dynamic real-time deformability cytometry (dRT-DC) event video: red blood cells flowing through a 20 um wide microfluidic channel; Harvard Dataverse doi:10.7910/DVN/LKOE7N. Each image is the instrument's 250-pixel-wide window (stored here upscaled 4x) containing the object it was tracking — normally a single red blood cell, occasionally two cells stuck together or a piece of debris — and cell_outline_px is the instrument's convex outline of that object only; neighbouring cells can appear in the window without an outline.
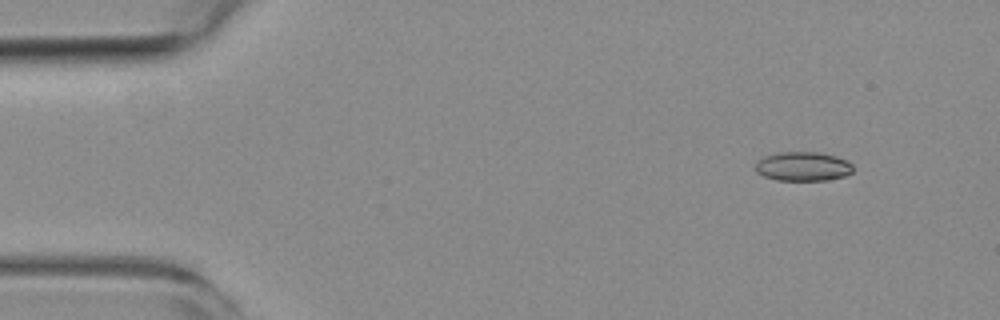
{"species": "common noctule bat (a hibernating species)", "species_latin": "Nyctalus noctula", "temperature_condition": "room temperature", "stored_images_in_passage": 4, "camera_frame_rate_fps": 3000, "um_per_image_px": 0.085, "animal": {"sex": "female", "body_mass_g": 19.3, "forearm_length_mm": 54.1}, "frame": {"image": 1, "passage_image": 1, "time_ms": 0.0, "image_size_px": [1000, 320], "cell_outline_px": [[852, 172], [844, 176], [828, 180], [776, 180], [764, 176], [756, 172], [756, 160], [764, 156], [776, 152], [820, 152], [836, 156], [848, 160], [852, 164]], "centroid_in_image_um": [68.24, 14.13], "position_along_channel_um": 16.8, "area_um2": 16.76}}
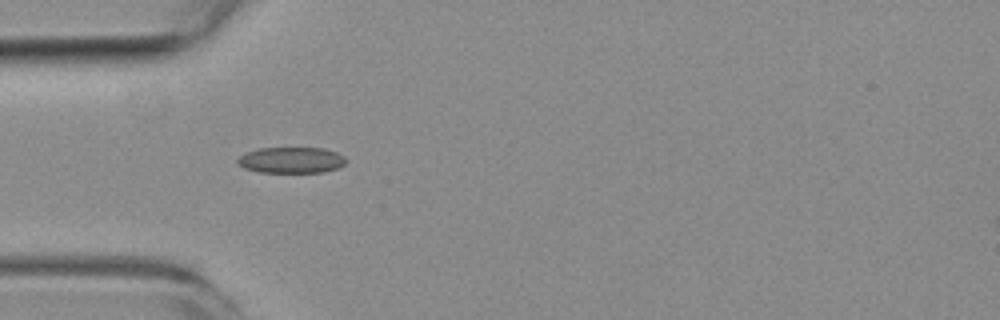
{"frame": {"image": 2, "passage_image": 4, "time_ms": 3.667, "image_size_px": [1000, 320], "cell_outline_px": [[344, 164], [336, 168], [324, 172], [260, 172], [244, 168], [236, 164], [236, 160], [240, 156], [248, 152], [260, 148], [324, 148], [336, 152], [344, 156]], "centroid_in_image_um": [24.73, 13.61], "position_along_channel_um": 60.3, "area_um2": 16.3}}